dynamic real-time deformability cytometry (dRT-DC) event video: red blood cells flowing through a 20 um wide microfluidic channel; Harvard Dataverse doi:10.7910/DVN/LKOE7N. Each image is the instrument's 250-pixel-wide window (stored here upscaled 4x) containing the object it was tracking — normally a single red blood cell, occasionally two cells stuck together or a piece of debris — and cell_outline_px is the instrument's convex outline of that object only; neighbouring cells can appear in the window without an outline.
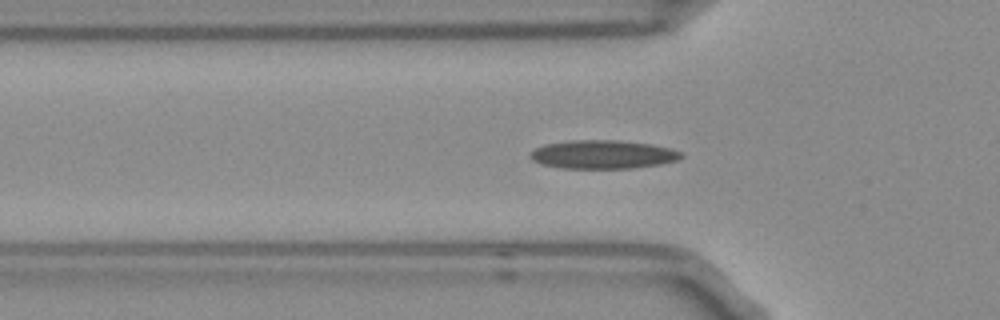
{"species": "Egyptian fruit bat (a non-hibernating species)", "species_latin": "Rousettus aegyptiacus", "temperature_condition": "room temperature", "stored_images_in_passage": 53, "camera_frame_rate_fps": 3000, "um_per_image_px": 0.085, "frame": {"image": 1, "passage_image": 16, "time_ms": 5.0, "image_size_px": [1000, 320], "cell_outline_px": [[684, 156], [676, 160], [660, 164], [632, 168], [564, 168], [540, 164], [532, 160], [528, 156], [528, 152], [532, 148], [544, 144], [572, 140], [620, 140], [652, 144], [672, 148], [680, 152]], "centroid_in_image_um": [51.19, 13.12], "position_along_channel_um": 74.6, "area_um2": 25.37}}
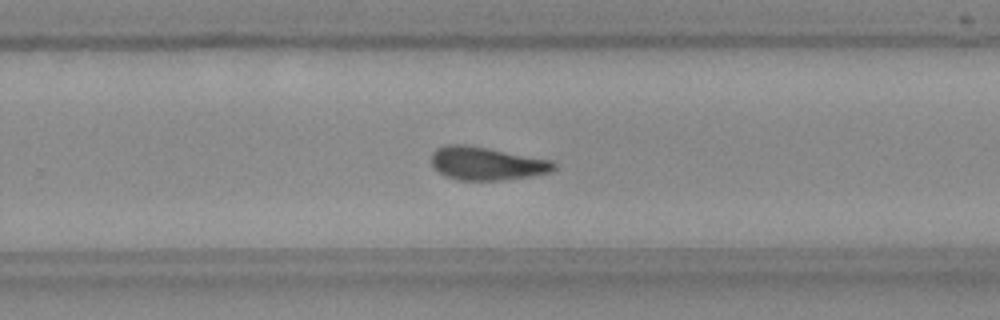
{"frame": {"image": 2, "passage_image": 33, "time_ms": 10.667, "image_size_px": [1000, 320], "cell_outline_px": [[556, 168], [552, 172], [532, 176], [504, 180], [456, 180], [444, 176], [432, 164], [432, 152], [436, 148], [444, 144], [464, 144], [552, 160], [556, 164]], "centroid_in_image_um": [41.37, 13.9], "position_along_channel_um": 288.4, "area_um2": 23.76}}
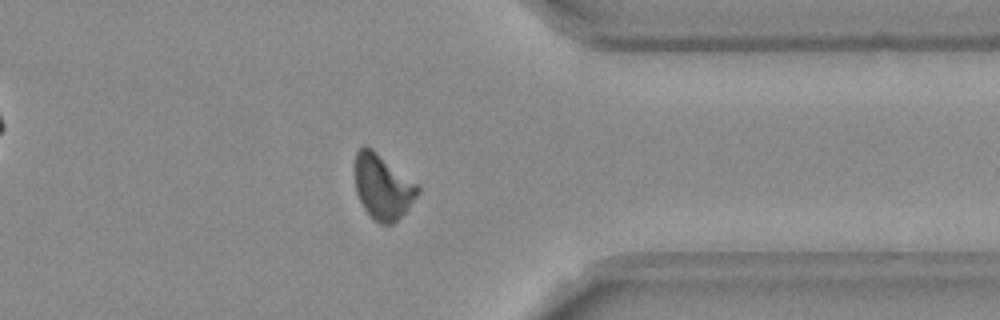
{"frame": {"image": 3, "passage_image": 41, "time_ms": 13.333, "image_size_px": [1000, 320], "cell_outline_px": [[420, 192], [408, 208], [392, 224], [380, 224], [364, 208], [356, 192], [356, 152], [364, 144], [372, 148], [416, 184], [420, 188]], "centroid_in_image_um": [32.52, 15.87], "position_along_channel_um": 378.9, "area_um2": 23.12}, "authors_computed_cell_mechanics": {"area_um2": 22.9466, "velocity_mm_per_s": 3.7585, "shape_relaxation_time_tau1_ms": 9.0315, "shape_relaxation_time_tau2_ms": 4.3176, "deformation_change_tau1": 0.2338, "deformation_change_tau2": 0.1329}}